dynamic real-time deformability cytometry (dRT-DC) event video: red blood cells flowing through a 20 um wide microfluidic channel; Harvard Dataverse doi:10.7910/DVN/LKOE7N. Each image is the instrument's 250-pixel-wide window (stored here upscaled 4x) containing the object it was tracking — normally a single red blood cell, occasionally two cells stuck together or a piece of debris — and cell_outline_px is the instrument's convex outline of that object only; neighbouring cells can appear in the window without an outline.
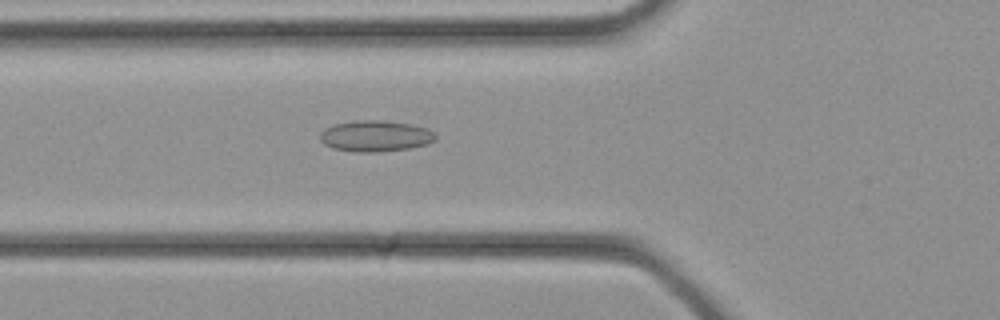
{"species": "common noctule bat (a hibernating species)", "species_latin": "Nyctalus noctula", "temperature_condition": "cold", "stored_images_in_passage": 33, "camera_frame_rate_fps": 3000, "um_per_image_px": 0.085, "animal": {"sex": "female", "body_mass_g": 21.9}, "frame": {"image": 1, "passage_image": 13, "time_ms": 4.0, "image_size_px": [1000, 320], "cell_outline_px": [[436, 140], [428, 144], [408, 148], [376, 152], [356, 152], [332, 148], [324, 144], [320, 140], [320, 132], [324, 128], [332, 124], [356, 120], [380, 120], [412, 124], [424, 128], [432, 132], [436, 136]], "centroid_in_image_um": [31.86, 11.56], "position_along_channel_um": 93.9, "area_um2": 20.98}}
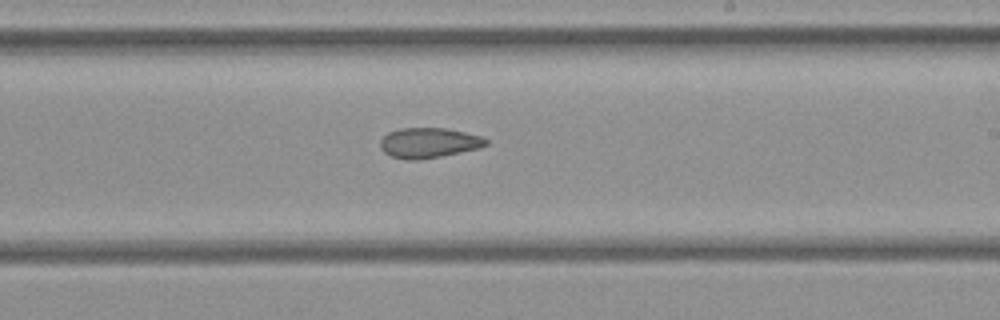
{"frame": {"image": 2, "passage_image": 21, "time_ms": 6.667, "image_size_px": [1000, 320], "cell_outline_px": [[488, 144], [480, 148], [420, 160], [408, 160], [392, 156], [384, 152], [380, 148], [380, 140], [388, 132], [400, 128], [444, 128], [484, 136], [488, 140]], "centroid_in_image_um": [36.45, 12.14], "position_along_channel_um": 252.5, "area_um2": 18.61}}
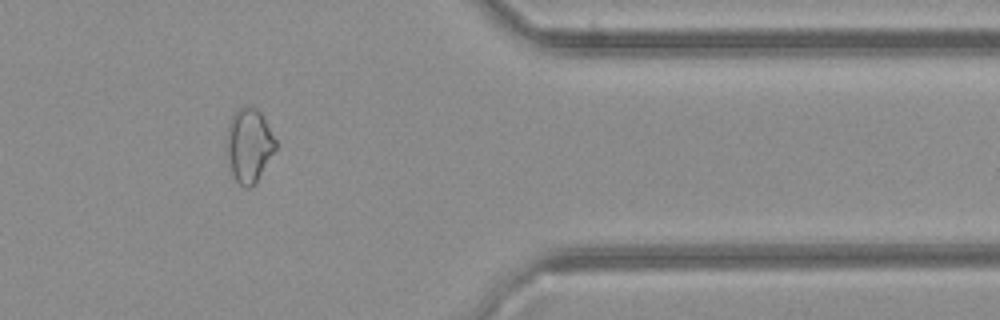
{"frame": {"image": 3, "passage_image": 29, "time_ms": 9.333, "image_size_px": [1000, 320], "cell_outline_px": [[276, 148], [256, 184], [248, 188], [244, 188], [232, 176], [224, 152], [224, 148], [228, 124], [232, 116], [240, 108], [256, 108], [264, 116], [276, 140]], "centroid_in_image_um": [21.13, 12.4], "position_along_channel_um": 390.3, "area_um2": 21.5}}